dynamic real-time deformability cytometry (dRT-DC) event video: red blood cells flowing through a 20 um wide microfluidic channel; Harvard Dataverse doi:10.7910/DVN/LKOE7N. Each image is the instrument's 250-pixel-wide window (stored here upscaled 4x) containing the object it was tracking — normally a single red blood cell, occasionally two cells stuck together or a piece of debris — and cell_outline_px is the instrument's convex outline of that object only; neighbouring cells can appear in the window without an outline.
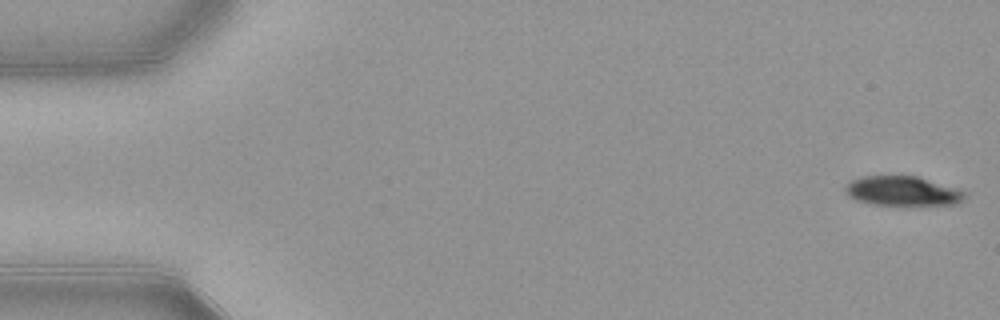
{"species": "common noctule bat (a hibernating species)", "species_latin": "Nyctalus noctula", "temperature_condition": "warm", "stored_images_in_passage": 16, "camera_frame_rate_fps": 3000, "um_per_image_px": 0.085, "animal": {"sex": "female", "body_mass_g": 21.9}, "frame": {"image": 1, "passage_image": 1, "time_ms": 0.0, "image_size_px": [1000, 320], "cell_outline_px": [[964, 200], [956, 204], [872, 204], [856, 200], [848, 196], [844, 192], [844, 188], [852, 180], [864, 176], [916, 176], [964, 192]], "centroid_in_image_um": [76.63, 16.24], "position_along_channel_um": 8.4, "area_um2": 19.88}}
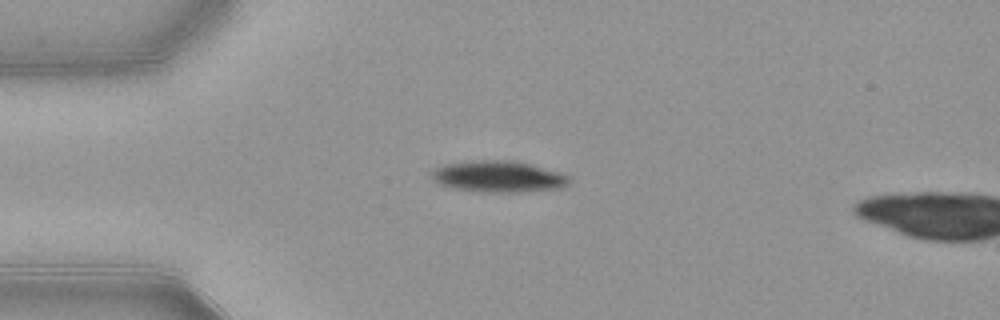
{"frame": {"image": 2, "passage_image": 13, "time_ms": 4.0, "image_size_px": [1000, 320], "cell_outline_px": [[572, 180], [564, 188], [524, 192], [476, 192], [452, 188], [440, 184], [432, 176], [432, 168], [444, 164], [480, 160], [508, 160], [532, 164], [564, 172], [572, 176]], "centroid_in_image_um": [42.46, 15.01], "position_along_channel_um": 42.5, "area_um2": 25.72}}